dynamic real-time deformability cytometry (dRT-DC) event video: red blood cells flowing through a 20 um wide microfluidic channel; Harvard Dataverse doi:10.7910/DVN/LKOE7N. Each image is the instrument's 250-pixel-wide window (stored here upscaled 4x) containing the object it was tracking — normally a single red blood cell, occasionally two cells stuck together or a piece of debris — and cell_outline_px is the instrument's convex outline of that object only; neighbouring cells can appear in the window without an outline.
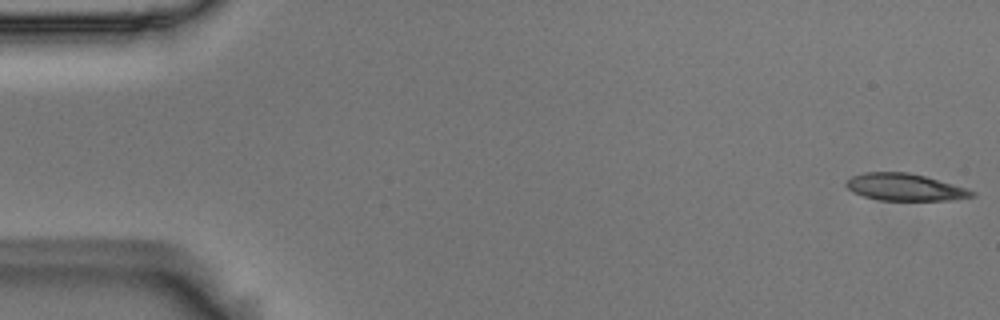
{"species": "Egyptian fruit bat (a non-hibernating species)", "species_latin": "Rousettus aegyptiacus", "temperature_condition": "room temperature", "stored_images_in_passage": 55, "camera_frame_rate_fps": 3000, "um_per_image_px": 0.085, "animal": {"sex": "male"}, "frame": {"image": 1, "passage_image": 1, "time_ms": 0.0, "image_size_px": [1000, 320], "cell_outline_px": [[976, 196], [948, 200], [880, 200], [864, 196], [852, 192], [844, 184], [844, 180], [852, 176], [864, 172], [908, 172], [924, 176], [968, 188], [976, 192]], "centroid_in_image_um": [76.89, 15.9], "position_along_channel_um": 8.1, "area_um2": 19.88}}
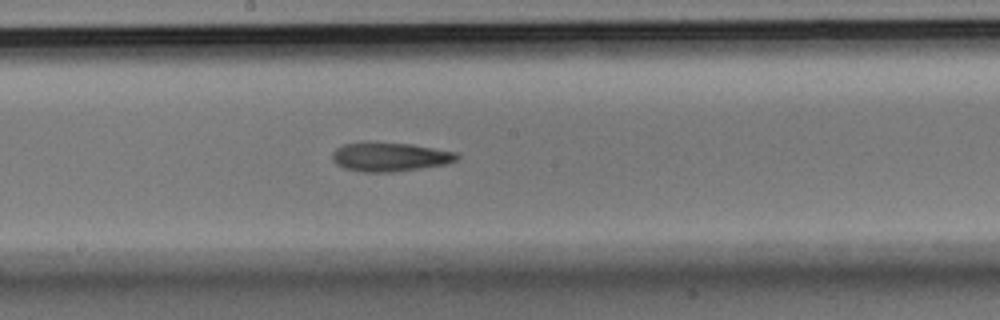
{"frame": {"image": 2, "passage_image": 29, "time_ms": 9.333, "image_size_px": [1000, 320], "cell_outline_px": [[460, 156], [456, 160], [444, 164], [420, 168], [392, 172], [364, 172], [344, 168], [336, 164], [332, 160], [332, 152], [336, 148], [344, 144], [412, 144], [460, 152]], "centroid_in_image_um": [33.18, 13.36], "position_along_channel_um": 215.0, "area_um2": 20.58}}
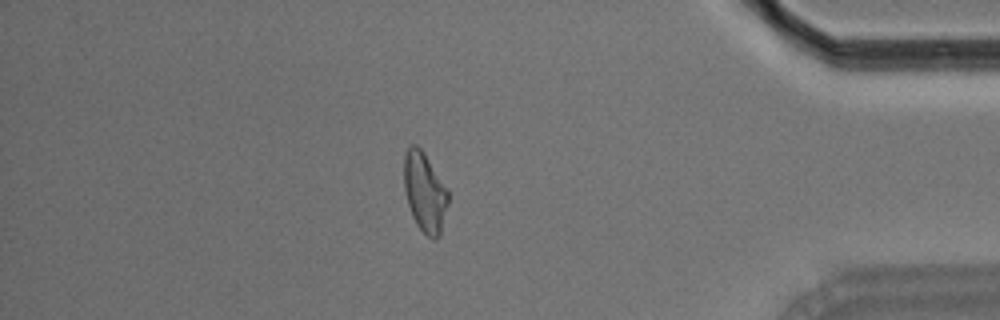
{"frame": {"image": 3, "passage_image": 47, "time_ms": 15.333, "image_size_px": [1000, 320], "cell_outline_px": [[448, 204], [440, 236], [436, 240], [432, 240], [416, 224], [412, 216], [408, 204], [404, 188], [404, 156], [408, 148], [412, 144], [416, 144], [424, 152], [448, 188]], "centroid_in_image_um": [36.12, 16.34], "position_along_channel_um": 399.1, "area_um2": 20.63}, "authors_computed_cell_mechanics": {"area_um2": 20.808, "velocity_mm_per_s": 3.6558, "shape_relaxation_time_tau1_ms": 9.9781, "shape_relaxation_time_tau2_ms": 5.5076, "deformation_change_tau1": 0.2313, "deformation_change_tau2": 0.1467}}